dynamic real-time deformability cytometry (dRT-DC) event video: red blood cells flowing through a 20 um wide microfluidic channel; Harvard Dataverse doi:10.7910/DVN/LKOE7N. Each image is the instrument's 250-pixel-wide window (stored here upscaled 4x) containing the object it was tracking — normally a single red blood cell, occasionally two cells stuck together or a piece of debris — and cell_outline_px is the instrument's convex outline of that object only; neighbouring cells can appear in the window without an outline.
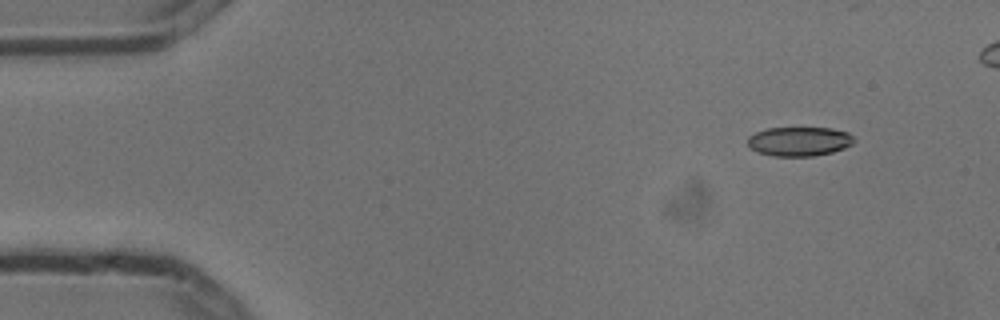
{"species": "common noctule bat (a hibernating species)", "species_latin": "Nyctalus noctula", "temperature_condition": "cold", "stored_images_in_passage": 5, "camera_frame_rate_fps": 3000, "um_per_image_px": 0.085, "animal": {"sex": "male", "body_mass_g": 13.3}, "frame": {"image": 1, "passage_image": 1, "time_ms": 0.0, "image_size_px": [1000, 320], "cell_outline_px": [[856, 140], [852, 144], [844, 148], [832, 152], [812, 156], [772, 156], [756, 152], [748, 144], [748, 136], [764, 128], [832, 128], [848, 132]], "centroid_in_image_um": [67.93, 12.01], "position_along_channel_um": 17.1, "area_um2": 18.21}}